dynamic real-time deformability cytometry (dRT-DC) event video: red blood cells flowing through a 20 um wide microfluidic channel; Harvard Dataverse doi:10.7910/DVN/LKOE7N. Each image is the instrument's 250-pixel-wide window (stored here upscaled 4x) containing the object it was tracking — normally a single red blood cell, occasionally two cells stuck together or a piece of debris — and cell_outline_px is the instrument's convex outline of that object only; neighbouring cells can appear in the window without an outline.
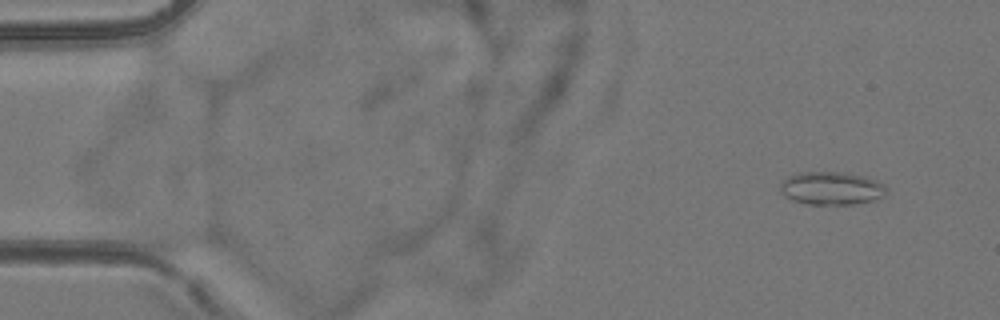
{"species": "common noctule bat (a hibernating species)", "species_latin": "Nyctalus noctula", "temperature_condition": "room temperature", "stored_images_in_passage": 7, "camera_frame_rate_fps": 3000, "um_per_image_px": 0.085, "animal": {"sex": "female", "body_mass_g": 24.6, "forearm_length_mm": 56.2}, "frame": {"image": 1, "passage_image": 2, "time_ms": 1.333, "image_size_px": [1000, 320], "cell_outline_px": [[888, 188], [884, 196], [876, 200], [852, 204], [808, 204], [792, 200], [784, 196], [780, 192], [780, 184], [788, 176], [796, 172], [848, 172], [864, 176], [876, 180], [884, 184]], "centroid_in_image_um": [70.68, 15.99], "position_along_channel_um": 14.3, "area_um2": 20.75}}
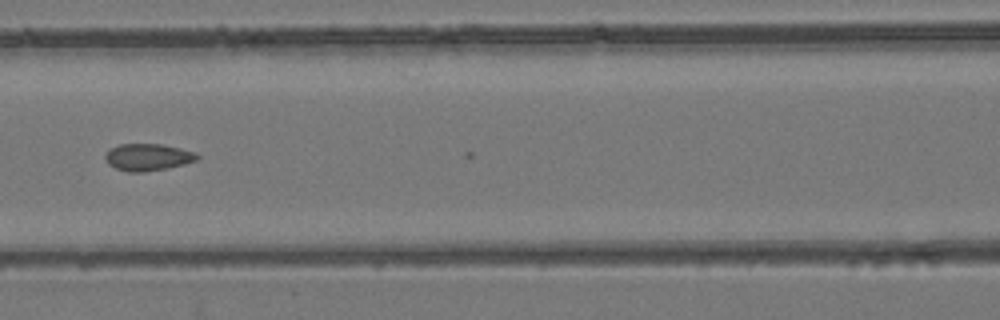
{"frame": {"image": 2, "passage_image": 7, "time_ms": 8.0, "image_size_px": [1000, 320], "cell_outline_px": [[200, 156], [196, 160], [184, 164], [168, 168], [144, 172], [128, 172], [116, 168], [108, 164], [104, 156], [112, 148], [120, 144], [160, 144], [180, 148], [196, 152]], "centroid_in_image_um": [12.59, 13.36], "position_along_channel_um": 154.0, "area_um2": 14.39}}